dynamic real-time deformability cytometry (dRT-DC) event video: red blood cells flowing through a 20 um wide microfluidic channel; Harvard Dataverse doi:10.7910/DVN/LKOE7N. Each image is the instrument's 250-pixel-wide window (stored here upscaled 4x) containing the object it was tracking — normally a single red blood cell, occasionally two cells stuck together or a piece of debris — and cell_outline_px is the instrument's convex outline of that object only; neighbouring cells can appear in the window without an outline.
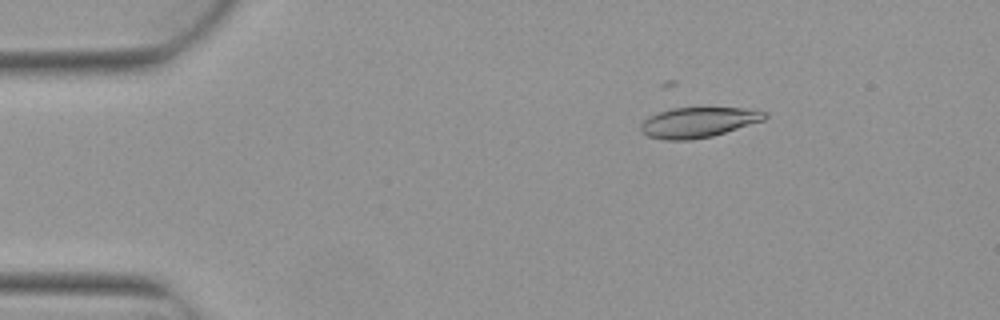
{"species": "Egyptian fruit bat (a non-hibernating species)", "species_latin": "Rousettus aegyptiacus", "temperature_condition": "warm", "stored_images_in_passage": 6, "camera_frame_rate_fps": 3000, "um_per_image_px": 0.085, "animal": {"sex": "female"}, "frame": {"image": 1, "passage_image": 4, "time_ms": 1.0, "image_size_px": [1000, 320], "cell_outline_px": [[768, 116], [764, 120], [712, 136], [692, 140], [664, 140], [648, 136], [640, 132], [640, 124], [648, 116], [672, 108], [744, 108], [768, 112]], "centroid_in_image_um": [59.33, 10.4], "position_along_channel_um": 25.7, "area_um2": 21.85}}